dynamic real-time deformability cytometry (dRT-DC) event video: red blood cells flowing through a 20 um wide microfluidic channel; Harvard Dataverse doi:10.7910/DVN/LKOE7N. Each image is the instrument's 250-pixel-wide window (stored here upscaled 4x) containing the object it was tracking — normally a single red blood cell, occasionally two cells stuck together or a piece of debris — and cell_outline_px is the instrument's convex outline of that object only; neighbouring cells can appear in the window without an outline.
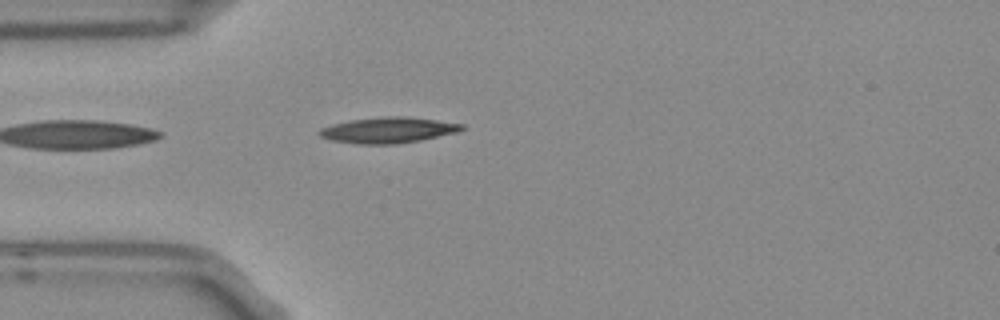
{"species": "Egyptian fruit bat (a non-hibernating species)", "species_latin": "Rousettus aegyptiacus", "temperature_condition": "room temperature", "stored_images_in_passage": 1, "camera_frame_rate_fps": 3000, "um_per_image_px": 0.085, "frame": {"image": 1, "passage_image": 1, "time_ms": 0.0, "image_size_px": [1000, 320], "cell_outline_px": [[464, 128], [456, 132], [420, 140], [396, 144], [360, 144], [332, 140], [320, 136], [316, 132], [320, 128], [332, 124], [352, 120], [384, 116], [404, 116], [436, 120], [464, 124]], "centroid_in_image_um": [32.96, 11.06], "position_along_channel_um": 52.0, "area_um2": 21.21}}